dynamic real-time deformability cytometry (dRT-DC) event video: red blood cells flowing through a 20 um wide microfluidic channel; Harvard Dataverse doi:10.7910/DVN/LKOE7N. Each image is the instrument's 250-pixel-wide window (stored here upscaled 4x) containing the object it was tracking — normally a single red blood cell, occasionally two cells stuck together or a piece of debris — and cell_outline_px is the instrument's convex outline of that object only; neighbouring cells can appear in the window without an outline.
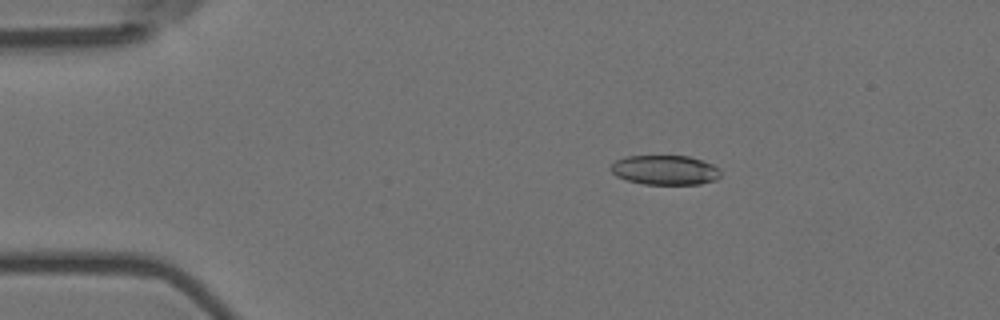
{"species": "Egyptian fruit bat (a non-hibernating species)", "species_latin": "Rousettus aegyptiacus", "temperature_condition": "room temperature", "stored_images_in_passage": 5, "camera_frame_rate_fps": 3000, "um_per_image_px": 0.085, "animal": {"sex": "female"}, "frame": {"image": 1, "passage_image": 3, "time_ms": 0.667, "image_size_px": [1000, 320], "cell_outline_px": [[720, 176], [716, 180], [700, 184], [644, 184], [628, 180], [616, 176], [608, 168], [616, 160], [628, 156], [688, 156], [712, 164], [720, 172]], "centroid_in_image_um": [56.5, 14.46], "position_along_channel_um": 28.5, "area_um2": 18.79}}